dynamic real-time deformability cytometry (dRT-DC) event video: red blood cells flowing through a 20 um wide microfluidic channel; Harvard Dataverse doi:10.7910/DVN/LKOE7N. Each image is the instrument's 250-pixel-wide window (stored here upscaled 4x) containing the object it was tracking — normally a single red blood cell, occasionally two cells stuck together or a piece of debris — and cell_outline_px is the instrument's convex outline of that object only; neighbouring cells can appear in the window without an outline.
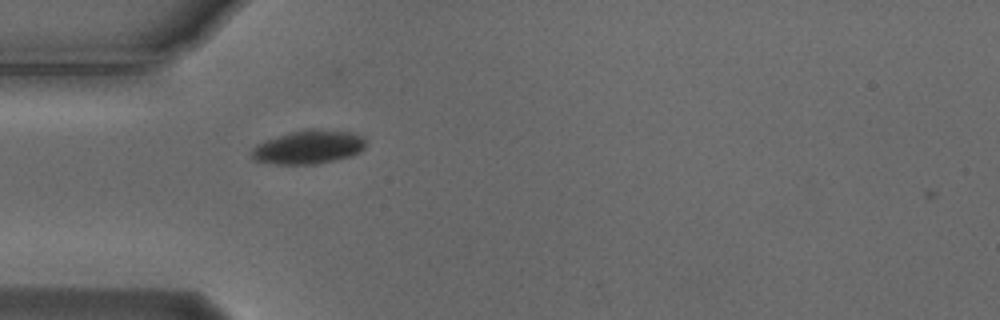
{"species": "Egyptian fruit bat (a non-hibernating species)", "species_latin": "Rousettus aegyptiacus", "temperature_condition": "cold", "stored_images_in_passage": 3, "camera_frame_rate_fps": 3000, "um_per_image_px": 0.085, "animal": {"sex": "male"}, "frame": {"image": 1, "passage_image": 2, "time_ms": 0.333, "image_size_px": [1000, 320], "cell_outline_px": [[364, 148], [360, 152], [352, 156], [336, 160], [312, 164], [276, 164], [256, 160], [252, 156], [252, 148], [256, 144], [264, 140], [292, 132], [312, 128], [320, 128], [352, 132], [364, 136]], "centroid_in_image_um": [26.26, 12.49], "position_along_channel_um": 58.7, "area_um2": 22.43}}